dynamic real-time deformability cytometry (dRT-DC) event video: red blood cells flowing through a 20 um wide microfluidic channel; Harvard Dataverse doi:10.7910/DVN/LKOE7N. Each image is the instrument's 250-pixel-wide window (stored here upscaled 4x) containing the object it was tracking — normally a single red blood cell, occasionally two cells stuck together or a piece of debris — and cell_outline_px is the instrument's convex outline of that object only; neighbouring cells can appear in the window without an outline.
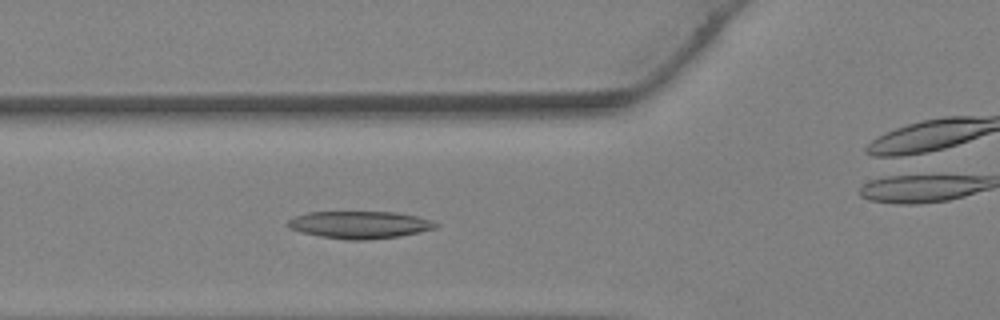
{"species": "Egyptian fruit bat (a non-hibernating species)", "species_latin": "Rousettus aegyptiacus", "temperature_condition": "warm", "stored_images_in_passage": 30, "camera_frame_rate_fps": 3000, "um_per_image_px": 0.085, "animal": {"sex": "female"}, "frame": {"image": 1, "passage_image": 13, "time_ms": 4.0, "image_size_px": [1000, 320], "cell_outline_px": [[440, 224], [436, 228], [400, 236], [364, 240], [348, 240], [320, 236], [300, 232], [288, 228], [284, 224], [288, 220], [296, 216], [308, 212], [396, 212], [416, 216], [432, 220]], "centroid_in_image_um": [30.55, 19.1], "position_along_channel_um": 95.2, "area_um2": 23.64}}
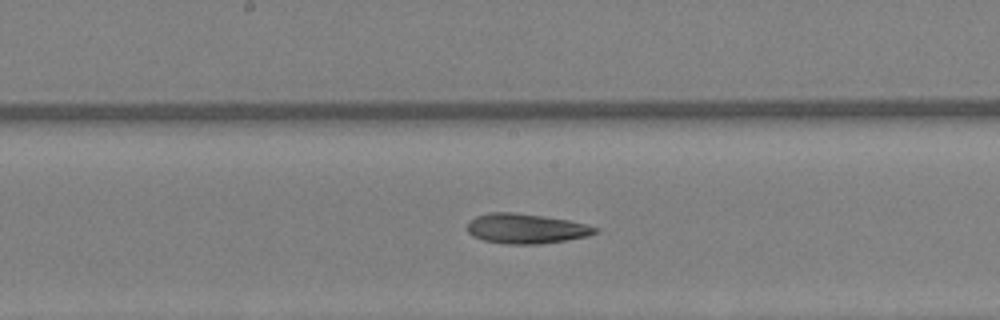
{"frame": {"image": 2, "passage_image": 19, "time_ms": 6.0, "image_size_px": [1000, 320], "cell_outline_px": [[600, 232], [588, 236], [540, 244], [504, 244], [484, 240], [472, 236], [468, 232], [468, 220], [476, 216], [488, 212], [512, 212], [544, 216], [568, 220], [600, 228]], "centroid_in_image_um": [44.7, 19.43], "position_along_channel_um": 203.5, "area_um2": 22.37}}
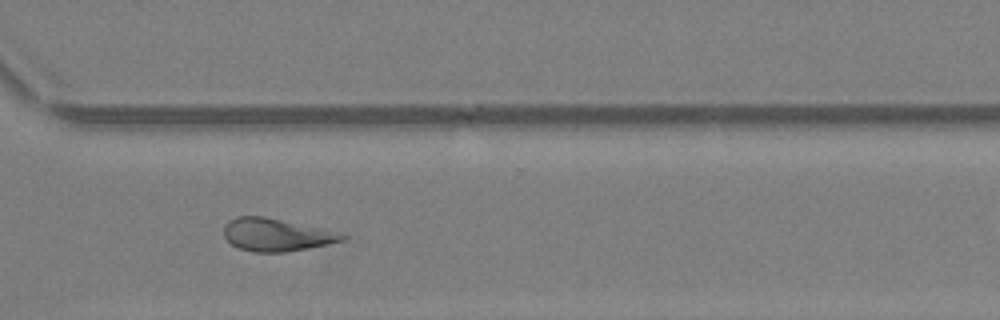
{"frame": {"image": 3, "passage_image": 27, "time_ms": 8.667, "image_size_px": [1000, 320], "cell_outline_px": [[348, 236], [344, 240], [328, 244], [308, 248], [284, 252], [252, 252], [240, 248], [232, 244], [224, 236], [224, 224], [228, 220], [236, 216], [264, 216], [340, 232]], "centroid_in_image_um": [23.48, 19.95], "position_along_channel_um": 347.1, "area_um2": 22.54}}